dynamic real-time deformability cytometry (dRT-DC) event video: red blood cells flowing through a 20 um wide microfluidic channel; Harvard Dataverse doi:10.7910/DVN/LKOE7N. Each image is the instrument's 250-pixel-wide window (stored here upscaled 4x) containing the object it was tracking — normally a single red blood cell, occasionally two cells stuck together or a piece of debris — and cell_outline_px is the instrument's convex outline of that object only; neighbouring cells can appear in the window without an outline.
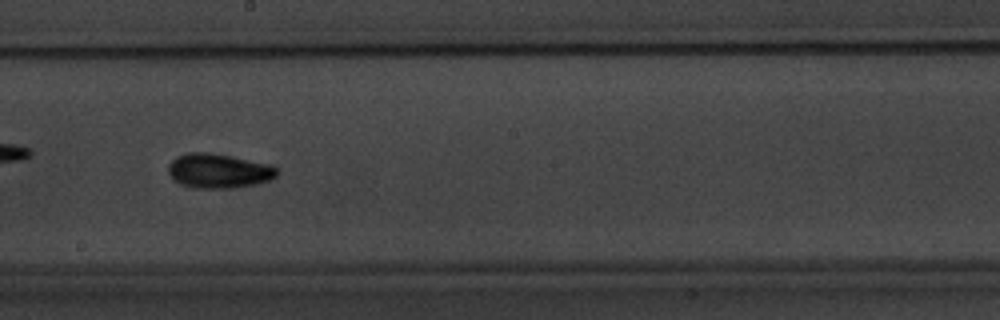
{"species": "common noctule bat (a hibernating species)", "species_latin": "Nyctalus noctula", "temperature_condition": "warm", "stored_images_in_passage": 40, "camera_frame_rate_fps": 3000, "um_per_image_px": 0.085, "animal": {"sex": "male", "body_mass_g": 20.1, "forearm_length_mm": 53.5}, "frame": {"image": 1, "passage_image": 18, "time_ms": 5.667, "image_size_px": [1000, 320], "cell_outline_px": [[280, 172], [272, 180], [256, 184], [232, 188], [200, 188], [184, 184], [176, 180], [168, 172], [168, 164], [176, 156], [188, 152], [208, 152], [272, 164]], "centroid_in_image_um": [18.64, 14.51], "position_along_channel_um": 229.6, "area_um2": 21.79}, "authors_computed_cell_mechanics": {"area_um2": 19.363, "velocity_mm_per_s": 3.5601, "shape_relaxation_time_tau1_ms": 4.2792, "shape_relaxation_time_tau2_ms": 3.1138, "deformation_change_tau1": 0.1495, "deformation_change_tau2": 0.0746}}